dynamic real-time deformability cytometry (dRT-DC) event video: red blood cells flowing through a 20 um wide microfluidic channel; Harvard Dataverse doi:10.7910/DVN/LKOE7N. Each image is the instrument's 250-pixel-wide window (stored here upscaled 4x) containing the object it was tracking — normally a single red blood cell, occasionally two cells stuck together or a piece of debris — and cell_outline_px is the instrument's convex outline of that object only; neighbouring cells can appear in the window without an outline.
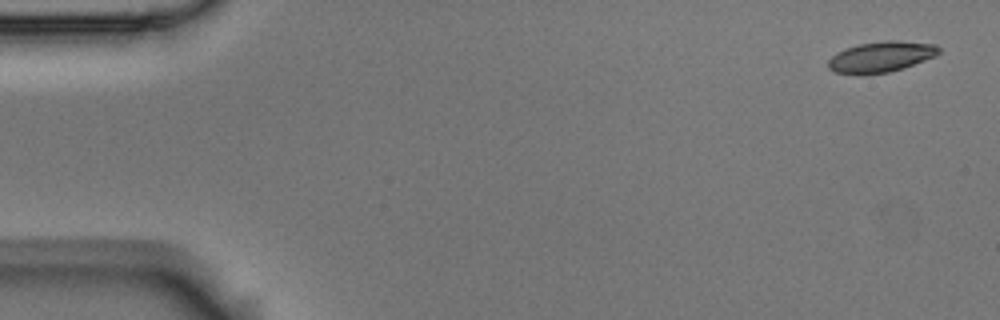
{"species": "Egyptian fruit bat (a non-hibernating species)", "species_latin": "Rousettus aegyptiacus", "temperature_condition": "room temperature", "stored_images_in_passage": 4, "camera_frame_rate_fps": 3000, "um_per_image_px": 0.085, "animal": {"sex": "male"}, "frame": {"image": 1, "passage_image": 1, "time_ms": 0.0, "image_size_px": [1000, 320], "cell_outline_px": [[940, 52], [936, 56], [904, 68], [888, 72], [860, 76], [832, 72], [828, 68], [828, 60], [836, 52], [860, 44], [884, 40], [900, 40], [936, 44], [940, 48]], "centroid_in_image_um": [74.88, 4.85], "position_along_channel_um": 10.1, "area_um2": 20.23}}
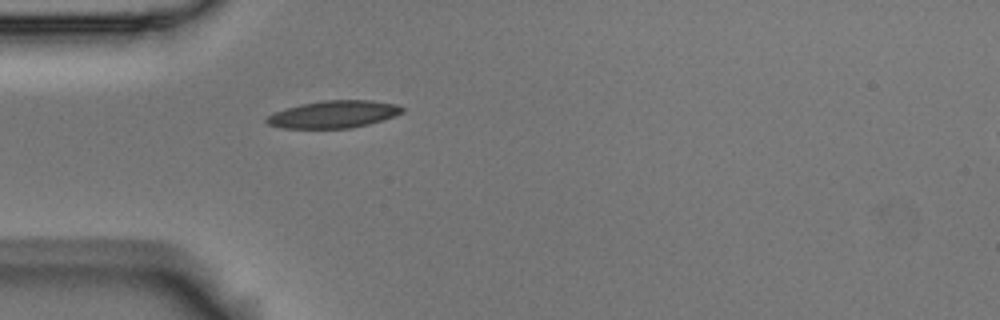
{"frame": {"image": 2, "passage_image": 4, "time_ms": 1.0, "image_size_px": [1000, 320], "cell_outline_px": [[404, 112], [368, 124], [352, 128], [280, 128], [268, 124], [264, 120], [268, 116], [276, 112], [300, 104], [324, 100], [372, 100], [396, 104], [404, 108]], "centroid_in_image_um": [28.35, 9.71], "position_along_channel_um": 56.6, "area_um2": 21.39}}